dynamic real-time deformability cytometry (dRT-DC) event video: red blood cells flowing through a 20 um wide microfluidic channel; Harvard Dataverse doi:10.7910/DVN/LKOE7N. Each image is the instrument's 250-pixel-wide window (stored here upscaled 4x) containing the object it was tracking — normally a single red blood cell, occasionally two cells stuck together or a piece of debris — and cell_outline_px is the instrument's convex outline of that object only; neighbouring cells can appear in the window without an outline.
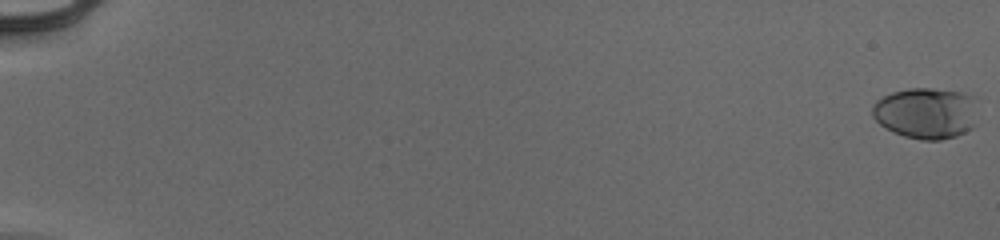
{"species": "human", "species_latin": "Homo sapiens", "temperature_condition": "cold", "stored_images_in_passage": 56, "camera_frame_rate_fps": 3000, "um_per_image_px": 0.085, "donor": {"sex": "male"}, "frame": {"image": 1, "passage_image": 1, "time_ms": 0.0, "image_size_px": [1000, 240], "cell_outline_px": [[972, 128], [956, 136], [940, 140], [920, 140], [904, 136], [892, 132], [880, 124], [872, 116], [872, 108], [876, 100], [892, 92], [908, 88], [932, 88], [960, 92], [972, 96]], "centroid_in_image_um": [78.62, 9.62], "position_along_channel_um": 6.4, "area_um2": 30.92}}
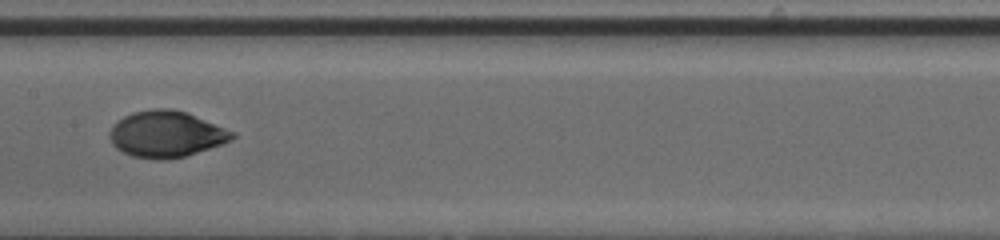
{"frame": {"image": 2, "passage_image": 32, "time_ms": 10.333, "image_size_px": [1000, 240], "cell_outline_px": [[236, 136], [232, 140], [184, 156], [164, 160], [156, 160], [132, 156], [116, 148], [112, 144], [108, 136], [108, 132], [112, 124], [124, 116], [132, 112], [152, 108], [172, 108], [188, 112], [236, 132]], "centroid_in_image_um": [14.1, 11.38], "position_along_channel_um": 193.3, "area_um2": 33.41}}
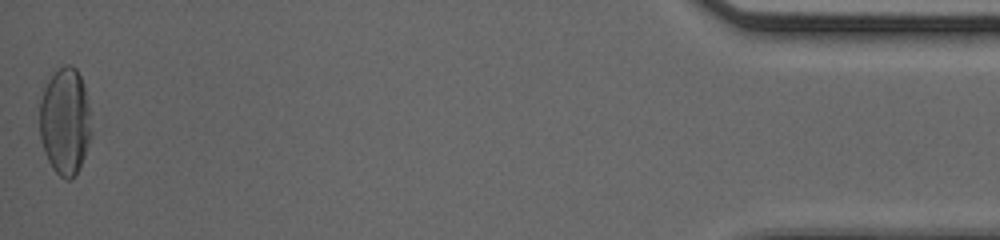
{"frame": {"image": 3, "passage_image": 56, "time_ms": 18.333, "image_size_px": [1000, 240], "cell_outline_px": [[88, 144], [80, 168], [68, 180], [64, 180], [52, 168], [44, 152], [40, 140], [40, 100], [44, 88], [48, 80], [64, 64], [72, 64], [76, 68], [84, 84], [88, 108]], "centroid_in_image_um": [5.48, 10.31], "position_along_channel_um": 429.7, "area_um2": 31.62}, "authors_computed_cell_mechanics": {"area_um2": 31.2409, "velocity_mm_per_s": 3.9525, "shape_relaxation_time_tau1_ms": 3.4586, "shape_relaxation_time_tau2_ms": null, "deformation_change_tau1": 0.1968, "deformation_change_tau2": null}}